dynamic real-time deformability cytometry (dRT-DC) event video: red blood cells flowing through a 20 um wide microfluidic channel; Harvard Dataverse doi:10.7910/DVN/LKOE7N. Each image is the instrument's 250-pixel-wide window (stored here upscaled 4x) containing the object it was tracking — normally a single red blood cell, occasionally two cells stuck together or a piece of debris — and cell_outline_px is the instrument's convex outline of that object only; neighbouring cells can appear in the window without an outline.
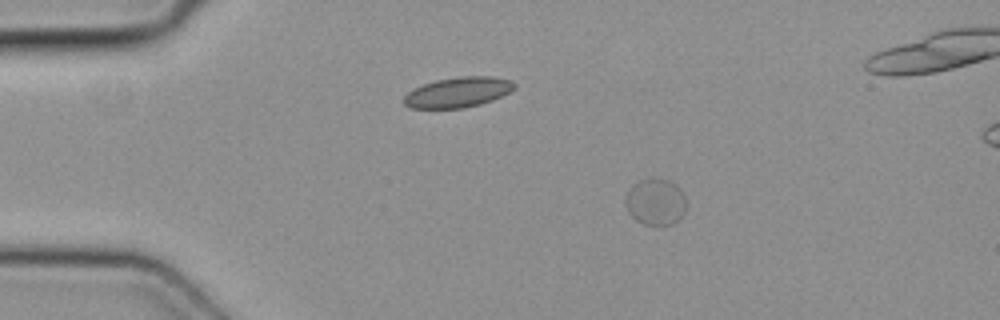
{"species": "common noctule bat (a hibernating species)", "species_latin": "Nyctalus noctula", "temperature_condition": "cold", "stored_images_in_passage": 4, "camera_frame_rate_fps": 3000, "um_per_image_px": 0.085, "animal": {"sex": "female", "body_mass_g": 19.3, "forearm_length_mm": 54.1}, "frame": {"image": 1, "passage_image": 2, "time_ms": 0.333, "image_size_px": [1000, 320], "cell_outline_px": [[684, 212], [680, 220], [672, 224], [644, 224], [636, 220], [628, 212], [624, 204], [624, 200], [628, 192], [640, 180], [668, 180], [676, 184], [680, 188], [684, 196]], "centroid_in_image_um": [55.72, 17.19], "position_along_channel_um": 29.3, "area_um2": 16.07}}